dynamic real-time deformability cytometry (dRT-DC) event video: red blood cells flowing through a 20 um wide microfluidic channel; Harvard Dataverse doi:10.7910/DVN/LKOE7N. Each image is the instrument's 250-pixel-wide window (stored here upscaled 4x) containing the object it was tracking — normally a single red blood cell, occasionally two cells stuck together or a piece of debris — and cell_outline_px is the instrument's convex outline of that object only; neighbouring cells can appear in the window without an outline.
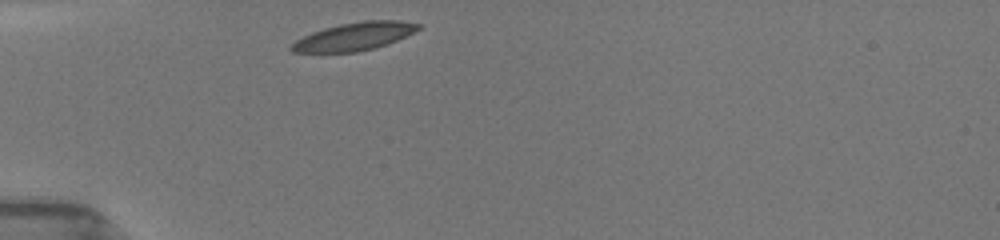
{"species": "common noctule bat (a hibernating species)", "species_latin": "Nyctalus noctula", "temperature_condition": "room temperature", "stored_images_in_passage": 3, "camera_frame_rate_fps": 3000, "um_per_image_px": 0.085, "animal": {"sex": "female", "body_mass_g": 19.5, "forearm_length_mm": 54.1}, "frame": {"image": 1, "passage_image": 1, "time_ms": 0.0, "image_size_px": [1000, 240], "cell_outline_px": [[420, 28], [396, 40], [372, 48], [356, 52], [292, 52], [288, 48], [296, 40], [312, 32], [324, 28], [340, 24], [364, 20], [400, 20], [420, 24]], "centroid_in_image_um": [30.07, 3.09], "position_along_channel_um": 54.9, "area_um2": 20.29}}